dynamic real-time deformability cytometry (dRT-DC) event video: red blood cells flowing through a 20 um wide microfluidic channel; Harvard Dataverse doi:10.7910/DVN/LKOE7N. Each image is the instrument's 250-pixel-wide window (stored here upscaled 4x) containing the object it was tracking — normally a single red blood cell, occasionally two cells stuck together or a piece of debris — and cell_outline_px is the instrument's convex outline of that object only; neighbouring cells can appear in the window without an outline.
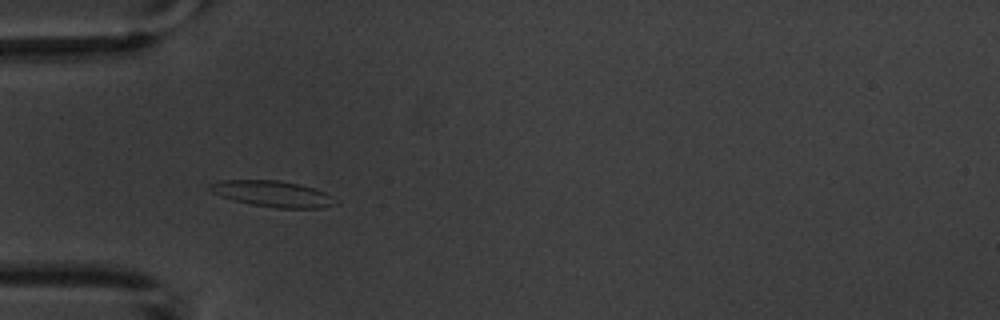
{"species": "common noctule bat (a hibernating species)", "species_latin": "Nyctalus noctula", "temperature_condition": "warm", "stored_images_in_passage": 5, "camera_frame_rate_fps": 3000, "um_per_image_px": 0.085, "animal": {"sex": "male", "body_mass_g": 20.1, "forearm_length_mm": 53.5}, "frame": {"image": 1, "passage_image": 4, "time_ms": 3.333, "image_size_px": [1000, 320], "cell_outline_px": [[340, 204], [320, 208], [276, 208], [252, 204], [220, 196], [212, 192], [208, 188], [208, 184], [220, 180], [280, 180], [300, 184], [324, 192], [332, 196]], "centroid_in_image_um": [23.19, 16.47], "position_along_channel_um": 61.8, "area_um2": 19.07}}